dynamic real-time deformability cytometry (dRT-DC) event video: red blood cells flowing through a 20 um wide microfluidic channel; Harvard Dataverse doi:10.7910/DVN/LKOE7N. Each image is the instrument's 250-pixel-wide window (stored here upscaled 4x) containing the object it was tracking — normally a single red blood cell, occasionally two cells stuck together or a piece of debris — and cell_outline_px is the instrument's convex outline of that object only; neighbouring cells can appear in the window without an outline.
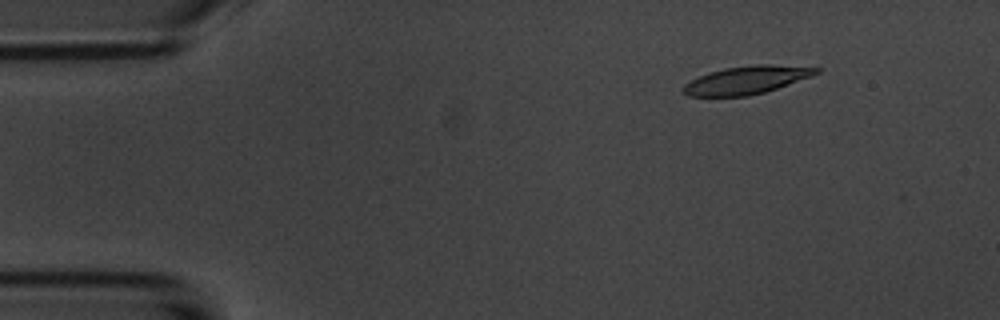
{"species": "common noctule bat (a hibernating species)", "species_latin": "Nyctalus noctula", "temperature_condition": "room temperature", "stored_images_in_passage": 18, "camera_frame_rate_fps": 3000, "um_per_image_px": 0.085, "animal": {"sex": "male", "body_mass_g": 20.1, "forearm_length_mm": 53.5}, "frame": {"image": 1, "passage_image": 1, "time_ms": 0.0, "image_size_px": [1000, 320], "cell_outline_px": [[820, 72], [812, 76], [764, 92], [748, 96], [688, 96], [680, 92], [680, 88], [684, 84], [700, 76], [724, 68], [756, 64], [768, 64], [820, 68]], "centroid_in_image_um": [63.42, 6.81], "position_along_channel_um": 21.6, "area_um2": 21.5}}
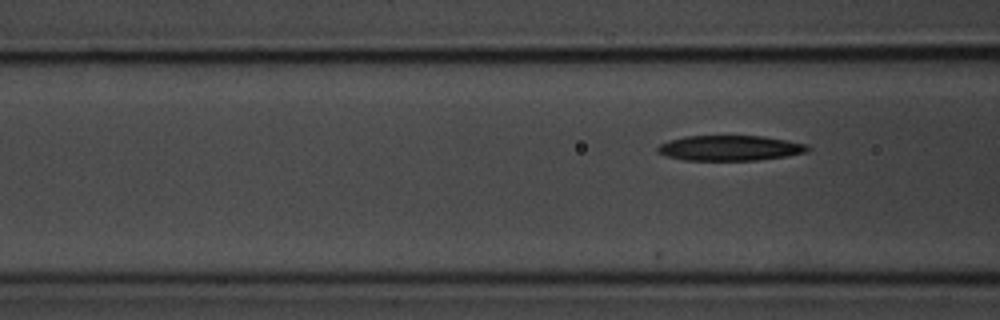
{"frame": {"image": 2, "passage_image": 14, "time_ms": 4.333, "image_size_px": [1000, 320], "cell_outline_px": [[812, 148], [808, 152], [784, 156], [756, 160], [684, 160], [668, 156], [656, 152], [656, 148], [660, 144], [668, 140], [684, 136], [764, 136], [808, 144]], "centroid_in_image_um": [62.05, 12.58], "position_along_channel_um": 104.6, "area_um2": 22.14}}
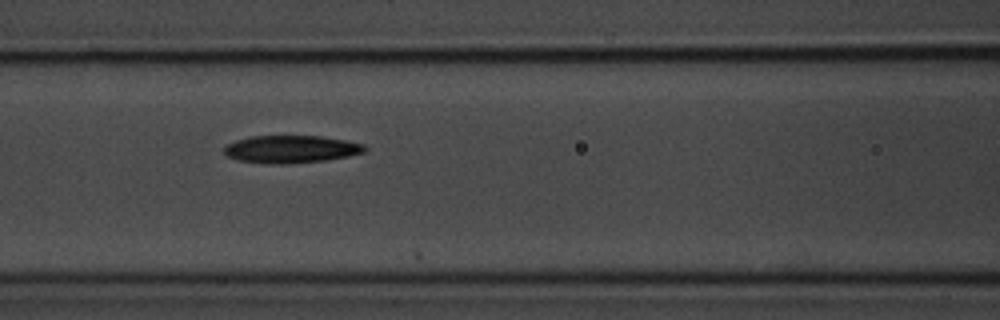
{"frame": {"image": 3, "passage_image": 17, "time_ms": 5.333, "image_size_px": [1000, 320], "cell_outline_px": [[368, 148], [364, 152], [348, 156], [324, 160], [284, 164], [268, 164], [236, 160], [224, 156], [224, 148], [228, 144], [236, 140], [248, 136], [320, 136], [344, 140], [364, 144]], "centroid_in_image_um": [24.69, 12.68], "position_along_channel_um": 141.9, "area_um2": 22.66}}